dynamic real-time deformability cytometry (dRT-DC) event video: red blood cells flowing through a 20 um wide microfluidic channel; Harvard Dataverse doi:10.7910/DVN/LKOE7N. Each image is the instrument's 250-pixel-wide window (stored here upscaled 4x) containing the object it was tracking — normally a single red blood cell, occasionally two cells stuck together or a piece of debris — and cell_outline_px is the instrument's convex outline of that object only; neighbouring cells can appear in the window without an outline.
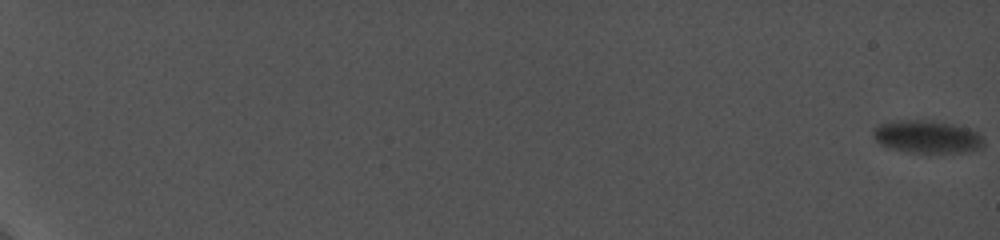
{"species": "common noctule bat (a hibernating species)", "species_latin": "Nyctalus noctula", "temperature_condition": "cold", "stored_images_in_passage": 69, "camera_frame_rate_fps": 5000, "um_per_image_px": 0.085, "animal": {"sex": "female", "body_mass_g": 19.0, "forearm_length_mm": 56.7}, "frame": {"image": 1, "passage_image": 1, "time_ms": 0.0, "image_size_px": [1000, 240], "cell_outline_px": [[984, 144], [980, 148], [964, 152], [908, 152], [892, 148], [880, 144], [872, 136], [872, 132], [876, 124], [900, 120], [932, 120], [952, 124], [968, 128], [976, 132], [984, 140]], "centroid_in_image_um": [78.76, 11.61], "position_along_channel_um": 6.2, "area_um2": 20.98}}
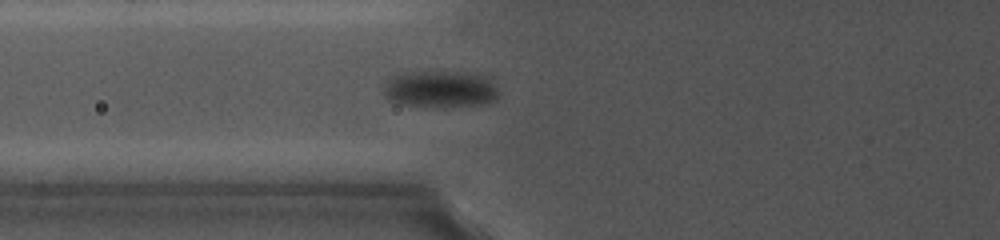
{"frame": {"image": 2, "passage_image": 39, "time_ms": 11.0, "image_size_px": [1000, 240], "cell_outline_px": [[500, 92], [492, 100], [480, 104], [424, 108], [400, 104], [388, 100], [384, 96], [384, 88], [392, 72], [420, 68], [472, 72], [484, 76]], "centroid_in_image_um": [37.27, 7.5], "position_along_channel_um": 88.5, "area_um2": 26.13}}
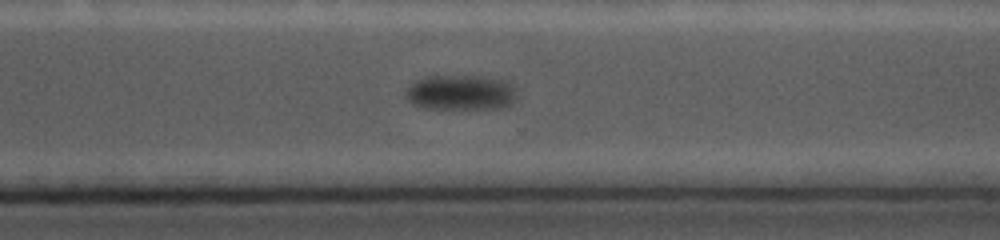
{"frame": {"image": 3, "passage_image": 69, "time_ms": 18.2, "image_size_px": [1000, 240], "cell_outline_px": [[516, 96], [508, 104], [500, 108], [424, 108], [412, 104], [404, 96], [404, 92], [416, 80], [428, 76], [488, 76], [504, 80], [512, 84], [516, 88]], "centroid_in_image_um": [39.15, 7.85], "position_along_channel_um": 331.5, "area_um2": 22.77}}